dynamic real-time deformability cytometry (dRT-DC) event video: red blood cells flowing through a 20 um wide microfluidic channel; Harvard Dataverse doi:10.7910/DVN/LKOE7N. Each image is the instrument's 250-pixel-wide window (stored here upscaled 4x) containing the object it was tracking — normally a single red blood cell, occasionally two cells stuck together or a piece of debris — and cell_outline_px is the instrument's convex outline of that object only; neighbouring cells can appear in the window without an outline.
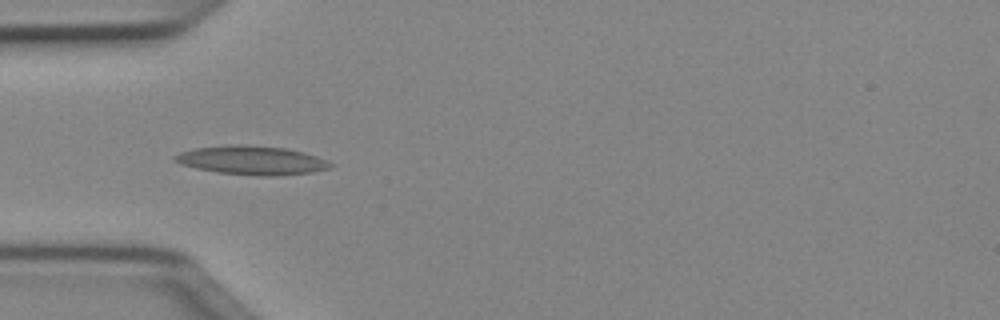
{"species": "Egyptian fruit bat (a non-hibernating species)", "species_latin": "Rousettus aegyptiacus", "temperature_condition": "cold", "stored_images_in_passage": 35, "camera_frame_rate_fps": 3000, "um_per_image_px": 0.085, "animal": {"sex": "female"}, "frame": {"image": 1, "passage_image": 1, "time_ms": 0.0, "image_size_px": [1000, 320], "cell_outline_px": [[336, 164], [332, 168], [312, 172], [276, 176], [260, 176], [216, 172], [196, 168], [180, 164], [172, 160], [172, 156], [180, 152], [196, 148], [236, 144], [240, 144], [284, 148], [304, 152], [328, 160]], "centroid_in_image_um": [21.43, 13.63], "position_along_channel_um": 63.6, "area_um2": 26.3}}
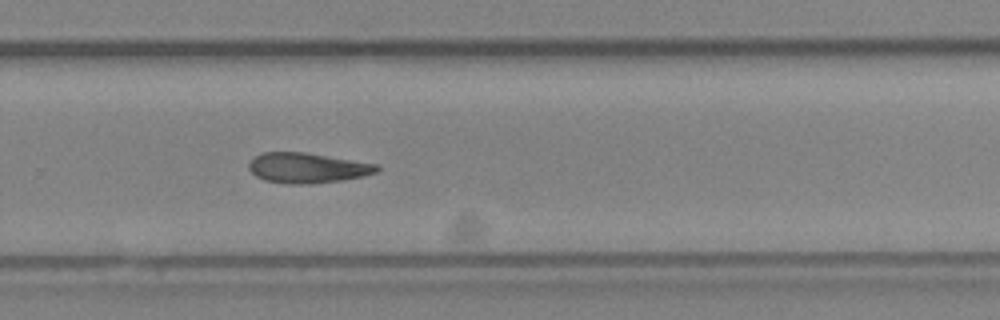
{"frame": {"image": 2, "passage_image": 19, "time_ms": 6.0, "image_size_px": [1000, 320], "cell_outline_px": [[380, 168], [376, 172], [364, 176], [340, 180], [304, 184], [288, 184], [264, 180], [256, 176], [248, 168], [248, 164], [260, 152], [304, 152], [380, 164]], "centroid_in_image_um": [26.13, 14.26], "position_along_channel_um": 303.7, "area_um2": 22.48}}
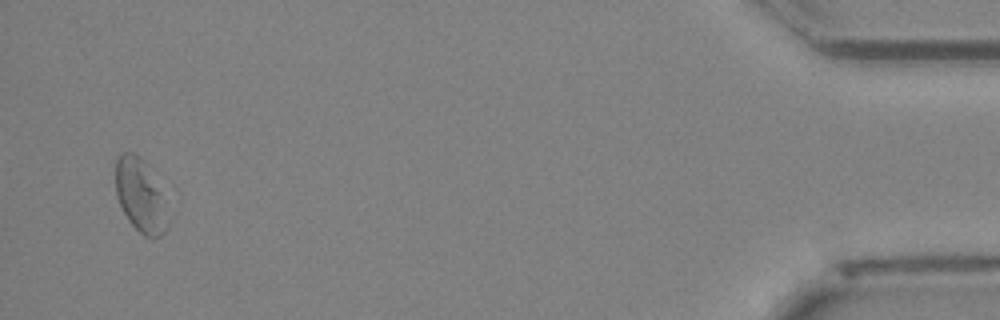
{"frame": {"image": 3, "passage_image": 34, "time_ms": 11.0, "image_size_px": [1000, 320], "cell_outline_px": [[168, 228], [160, 236], [144, 236], [128, 220], [116, 196], [116, 160], [120, 152], [132, 152], [144, 160], [160, 192], [168, 224]], "centroid_in_image_um": [11.88, 16.61], "position_along_channel_um": 423.3, "area_um2": 21.5}}